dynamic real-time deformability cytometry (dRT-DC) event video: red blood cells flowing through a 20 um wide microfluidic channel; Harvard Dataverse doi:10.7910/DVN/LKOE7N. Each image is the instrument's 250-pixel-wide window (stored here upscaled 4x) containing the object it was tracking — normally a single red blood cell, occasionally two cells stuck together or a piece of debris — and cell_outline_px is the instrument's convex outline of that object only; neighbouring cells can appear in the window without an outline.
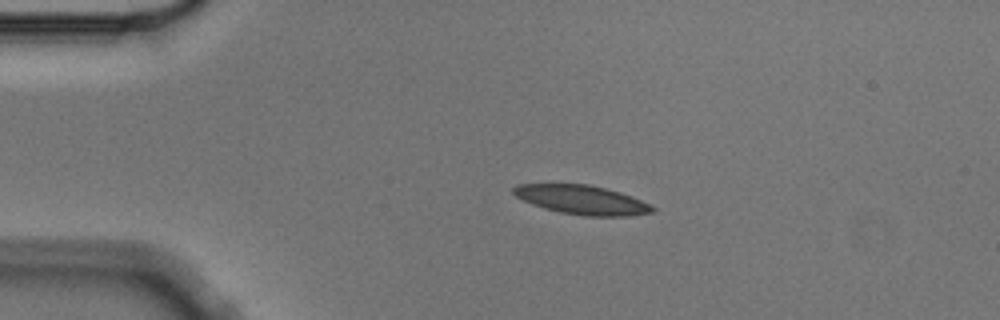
{"species": "Egyptian fruit bat (a non-hibernating species)", "species_latin": "Rousettus aegyptiacus", "temperature_condition": "cold", "stored_images_in_passage": 4, "camera_frame_rate_fps": 3000, "um_per_image_px": 0.085, "animal": {"sex": "male"}, "frame": {"image": 1, "passage_image": 3, "time_ms": 0.667, "image_size_px": [1000, 320], "cell_outline_px": [[656, 212], [628, 216], [584, 216], [560, 212], [544, 208], [532, 204], [516, 196], [512, 192], [512, 188], [516, 184], [588, 184], [620, 192], [632, 196], [652, 204], [656, 208]], "centroid_in_image_um": [49.51, 16.99], "position_along_channel_um": 35.5, "area_um2": 23.7}}